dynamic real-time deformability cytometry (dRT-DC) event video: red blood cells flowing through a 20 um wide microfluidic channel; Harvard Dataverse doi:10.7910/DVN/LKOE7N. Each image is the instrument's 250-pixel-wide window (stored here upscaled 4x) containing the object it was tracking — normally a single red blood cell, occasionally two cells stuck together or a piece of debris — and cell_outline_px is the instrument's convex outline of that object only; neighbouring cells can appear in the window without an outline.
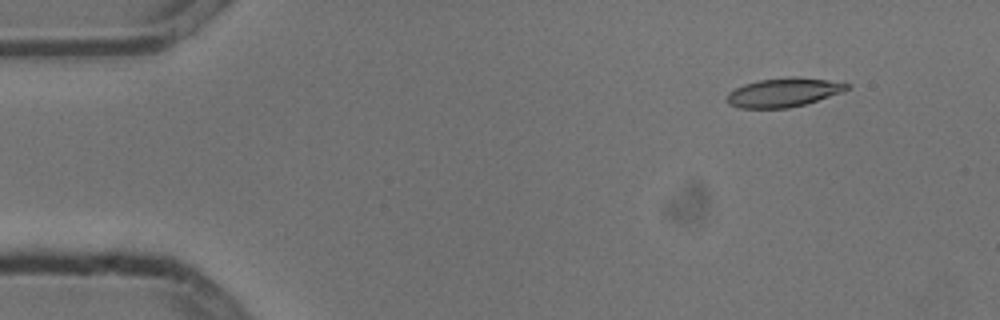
{"species": "common noctule bat (a hibernating species)", "species_latin": "Nyctalus noctula", "temperature_condition": "cold", "stored_images_in_passage": 9, "camera_frame_rate_fps": 3000, "um_per_image_px": 0.085, "animal": {"sex": "male", "body_mass_g": 13.3}, "frame": {"image": 1, "passage_image": 1, "time_ms": 0.0, "image_size_px": [1000, 320], "cell_outline_px": [[852, 84], [844, 92], [804, 104], [788, 108], [740, 108], [728, 104], [724, 100], [728, 92], [744, 84], [760, 80], [788, 76], [796, 76], [828, 80]], "centroid_in_image_um": [66.59, 7.85], "position_along_channel_um": 18.4, "area_um2": 20.4}}
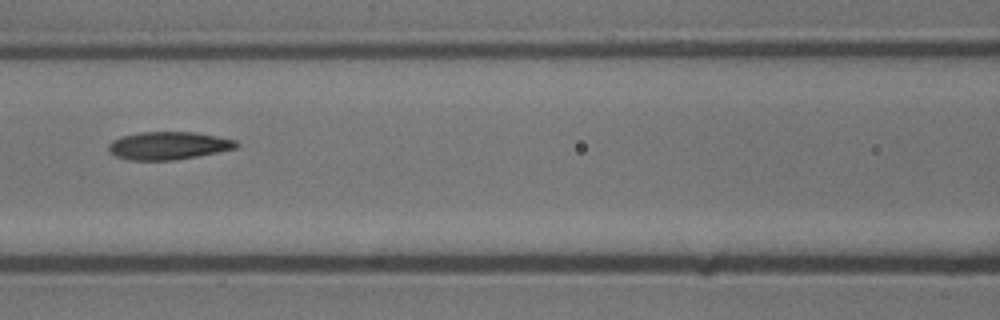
{"frame": {"image": 2, "passage_image": 6, "time_ms": 1.667, "image_size_px": [1000, 320], "cell_outline_px": [[240, 144], [236, 148], [176, 160], [128, 160], [116, 156], [108, 152], [108, 144], [112, 140], [120, 136], [140, 132], [196, 132], [236, 140]], "centroid_in_image_um": [14.27, 12.37], "position_along_channel_um": 152.3, "area_um2": 20.81}}
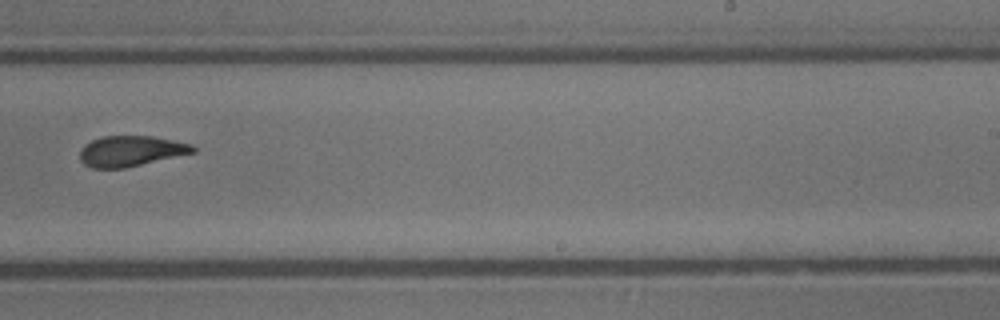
{"frame": {"image": 3, "passage_image": 9, "time_ms": 2.667, "image_size_px": [1000, 320], "cell_outline_px": [[196, 152], [124, 168], [92, 168], [84, 164], [80, 160], [80, 152], [84, 144], [92, 140], [104, 136], [152, 136], [192, 144], [196, 148]], "centroid_in_image_um": [11.12, 12.84], "position_along_channel_um": 277.9, "area_um2": 20.06}}